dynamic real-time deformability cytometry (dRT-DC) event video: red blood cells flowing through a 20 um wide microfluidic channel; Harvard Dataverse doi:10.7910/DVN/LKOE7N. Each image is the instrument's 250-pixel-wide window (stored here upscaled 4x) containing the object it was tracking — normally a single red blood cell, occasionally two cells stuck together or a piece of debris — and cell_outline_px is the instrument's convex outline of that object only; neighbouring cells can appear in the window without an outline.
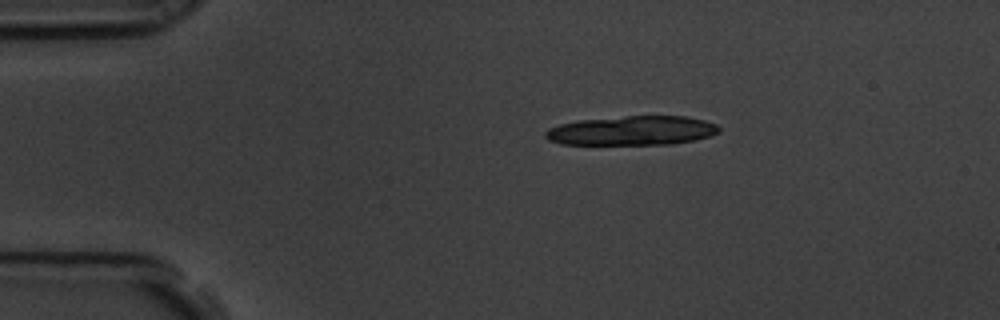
{"species": "common noctule bat (a hibernating species)", "species_latin": "Nyctalus noctula", "temperature_condition": "room temperature", "stored_images_in_passage": 4, "camera_frame_rate_fps": 3000, "um_per_image_px": 0.085, "animal": {"sex": "male", "body_mass_g": 19.5, "forearm_length_mm": 54.6}, "frame": {"image": 1, "passage_image": 1, "time_ms": 0.0, "image_size_px": [1000, 320], "cell_outline_px": [[720, 132], [696, 140], [668, 144], [560, 144], [548, 140], [544, 136], [544, 132], [548, 128], [560, 124], [576, 120], [624, 116], [684, 116], [704, 120], [716, 124], [720, 128]], "centroid_in_image_um": [53.69, 11.1], "position_along_channel_um": 31.3, "area_um2": 29.71}}